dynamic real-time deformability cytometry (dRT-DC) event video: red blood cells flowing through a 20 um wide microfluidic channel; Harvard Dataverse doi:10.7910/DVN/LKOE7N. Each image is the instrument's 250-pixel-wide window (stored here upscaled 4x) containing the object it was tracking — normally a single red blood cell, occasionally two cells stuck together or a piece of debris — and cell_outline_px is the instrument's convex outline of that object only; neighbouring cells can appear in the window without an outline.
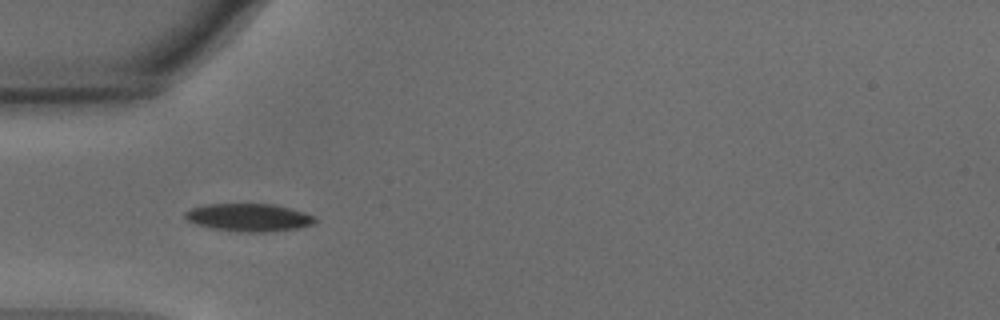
{"species": "common noctule bat (a hibernating species)", "species_latin": "Nyctalus noctula", "temperature_condition": "warm", "stored_images_in_passage": 38, "camera_frame_rate_fps": 3000, "um_per_image_px": 0.085, "animal": {"sex": "male", "body_mass_g": 15.6}, "frame": {"image": 1, "passage_image": 1, "time_ms": 0.0, "image_size_px": [1000, 320], "cell_outline_px": [[316, 220], [312, 224], [300, 228], [272, 232], [236, 232], [212, 228], [196, 224], [188, 220], [184, 216], [184, 212], [192, 208], [208, 204], [276, 204], [304, 212], [312, 216]], "centroid_in_image_um": [21.15, 18.49], "position_along_channel_um": 63.8, "area_um2": 21.1}}
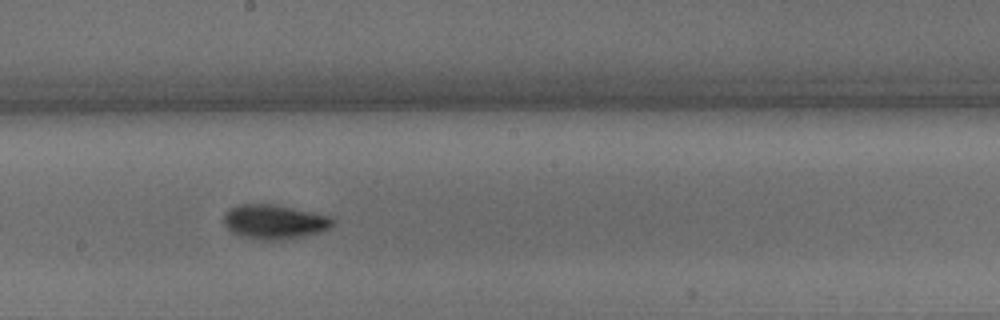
{"frame": {"image": 2, "passage_image": 14, "time_ms": 4.333, "image_size_px": [1000, 320], "cell_outline_px": [[336, 220], [328, 228], [320, 232], [304, 236], [280, 240], [260, 240], [240, 236], [232, 232], [224, 224], [224, 212], [240, 204], [272, 204], [332, 216]], "centroid_in_image_um": [23.32, 18.86], "position_along_channel_um": 224.9, "area_um2": 21.79}}
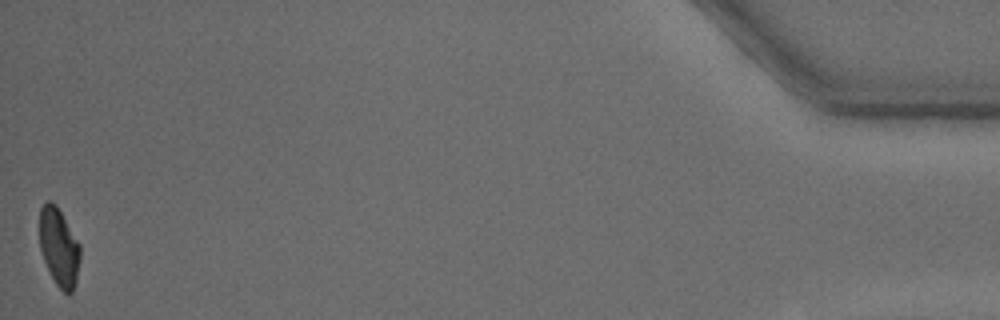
{"frame": {"image": 3, "passage_image": 38, "time_ms": 12.333, "image_size_px": [1000, 320], "cell_outline_px": [[80, 260], [76, 280], [72, 292], [64, 292], [56, 284], [44, 260], [40, 248], [40, 208], [48, 200], [52, 200], [56, 204], [80, 244]], "centroid_in_image_um": [5.02, 20.97], "position_along_channel_um": 430.2, "area_um2": 18.26}, "authors_computed_cell_mechanics": {"area_um2": 20.23, "velocity_mm_per_s": 3.7377, "shape_relaxation_time_tau1_ms": 4.3049, "shape_relaxation_time_tau2_ms": 3.6218, "deformation_change_tau1": 0.1542, "deformation_change_tau2": 0.08}}